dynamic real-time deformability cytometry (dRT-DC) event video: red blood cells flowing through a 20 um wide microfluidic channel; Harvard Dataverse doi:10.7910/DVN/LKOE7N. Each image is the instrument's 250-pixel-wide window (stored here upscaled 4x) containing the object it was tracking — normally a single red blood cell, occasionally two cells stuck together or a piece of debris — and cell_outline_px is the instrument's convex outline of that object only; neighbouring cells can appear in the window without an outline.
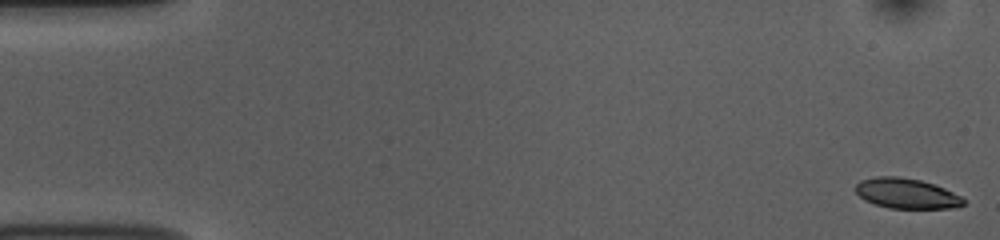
{"species": "common noctule bat (a hibernating species)", "species_latin": "Nyctalus noctula", "temperature_condition": "room temperature", "stored_images_in_passage": 53, "camera_frame_rate_fps": 3000, "um_per_image_px": 0.085, "animal": {"sex": "female", "body_mass_g": 10.0, "forearm_length_mm": 53.1}, "frame": {"image": 1, "passage_image": 1, "time_ms": 0.0, "image_size_px": [1000, 240], "cell_outline_px": [[964, 204], [948, 208], [888, 208], [864, 200], [856, 192], [856, 184], [860, 180], [876, 176], [900, 176], [920, 180], [944, 188], [960, 196], [964, 200]], "centroid_in_image_um": [77.0, 16.43], "position_along_channel_um": 8.0, "area_um2": 18.79}}
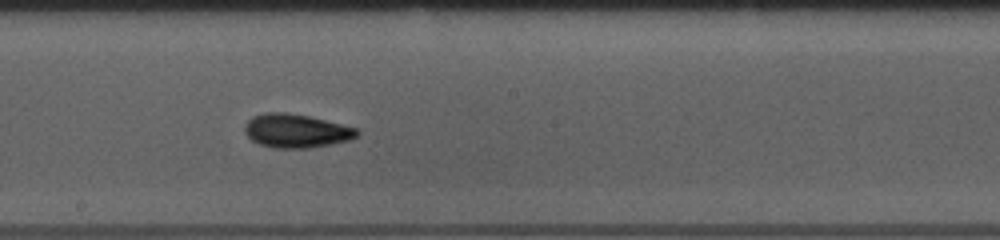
{"frame": {"image": 2, "passage_image": 29, "time_ms": 9.333, "image_size_px": [1000, 240], "cell_outline_px": [[360, 132], [352, 140], [332, 144], [308, 148], [276, 148], [260, 144], [252, 140], [244, 132], [244, 124], [252, 116], [264, 112], [288, 112], [308, 116], [356, 128]], "centroid_in_image_um": [25.15, 11.12], "position_along_channel_um": 223.1, "area_um2": 22.08}}
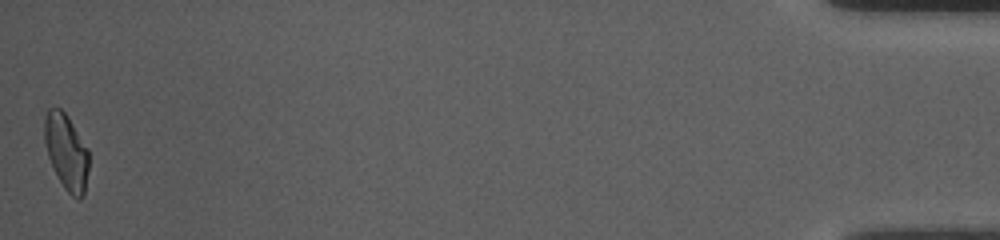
{"frame": {"image": 3, "passage_image": 53, "time_ms": 17.333, "image_size_px": [1000, 240], "cell_outline_px": [[88, 168], [84, 196], [80, 200], [72, 196], [64, 188], [48, 156], [44, 140], [44, 116], [48, 108], [60, 108], [68, 116], [88, 148]], "centroid_in_image_um": [5.64, 12.89], "position_along_channel_um": 429.6, "area_um2": 19.54}, "authors_computed_cell_mechanics": {"area_um2": 20.519, "velocity_mm_per_s": 3.7611, "shape_relaxation_time_tau1_ms": 4.1249, "shape_relaxation_time_tau2_ms": 4.0697, "deformation_change_tau1": 0.1391, "deformation_change_tau2": 0.1024}}